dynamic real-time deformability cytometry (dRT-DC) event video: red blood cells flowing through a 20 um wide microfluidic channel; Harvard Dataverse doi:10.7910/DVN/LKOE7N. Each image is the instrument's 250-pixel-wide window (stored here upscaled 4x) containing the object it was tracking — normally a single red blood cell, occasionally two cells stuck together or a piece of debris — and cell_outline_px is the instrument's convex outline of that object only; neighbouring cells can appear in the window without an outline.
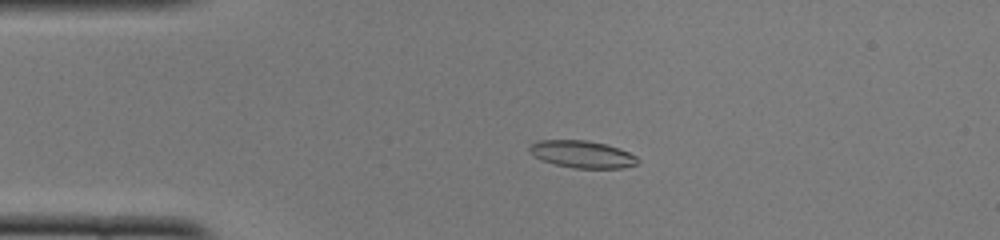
{"species": "common noctule bat (a hibernating species)", "species_latin": "Nyctalus noctula", "temperature_condition": "cold", "stored_images_in_passage": 50, "camera_frame_rate_fps": 3000, "um_per_image_px": 0.085, "animal": {"sex": "female", "body_mass_g": 22.0, "forearm_length_mm": 56.7}, "frame": {"image": 1, "passage_image": 11, "time_ms": 3.333, "image_size_px": [1000, 240], "cell_outline_px": [[640, 160], [636, 164], [624, 168], [572, 168], [540, 160], [532, 156], [528, 152], [528, 148], [532, 144], [540, 140], [584, 140], [604, 144], [620, 148], [636, 156]], "centroid_in_image_um": [49.46, 13.12], "position_along_channel_um": 35.5, "area_um2": 17.22}}
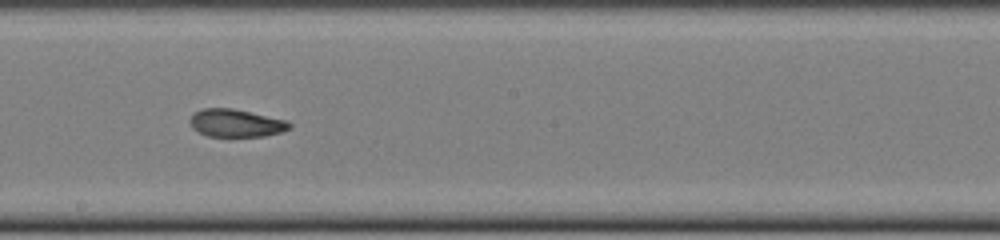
{"frame": {"image": 2, "passage_image": 28, "time_ms": 9.0, "image_size_px": [1000, 240], "cell_outline_px": [[292, 128], [280, 132], [264, 136], [208, 136], [196, 132], [192, 128], [188, 120], [196, 112], [204, 108], [232, 108], [288, 120], [292, 124]], "centroid_in_image_um": [20.06, 10.46], "position_along_channel_um": 228.1, "area_um2": 16.18}}
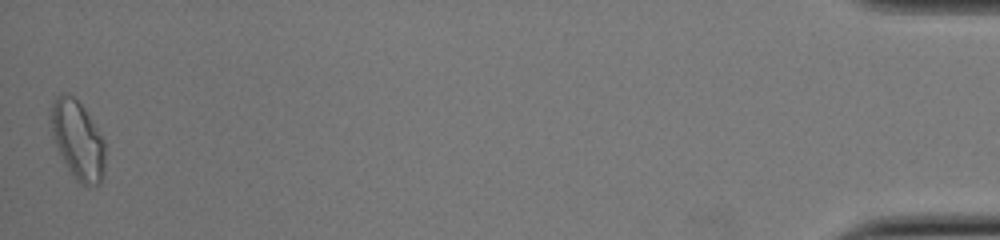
{"frame": {"image": 3, "passage_image": 50, "time_ms": 16.333, "image_size_px": [1000, 240], "cell_outline_px": [[104, 172], [100, 184], [88, 188], [80, 184], [68, 172], [52, 136], [48, 116], [52, 104], [56, 96], [60, 92], [68, 92], [88, 112], [104, 140]], "centroid_in_image_um": [6.58, 11.91], "position_along_channel_um": 428.6, "area_um2": 25.49}, "authors_computed_cell_mechanics": {"area_um2": 16.9354, "velocity_mm_per_s": 3.9985, "shape_relaxation_time_tau1_ms": null, "shape_relaxation_time_tau2_ms": 3.0495, "deformation_change_tau1": null, "deformation_change_tau2": 0.093}}